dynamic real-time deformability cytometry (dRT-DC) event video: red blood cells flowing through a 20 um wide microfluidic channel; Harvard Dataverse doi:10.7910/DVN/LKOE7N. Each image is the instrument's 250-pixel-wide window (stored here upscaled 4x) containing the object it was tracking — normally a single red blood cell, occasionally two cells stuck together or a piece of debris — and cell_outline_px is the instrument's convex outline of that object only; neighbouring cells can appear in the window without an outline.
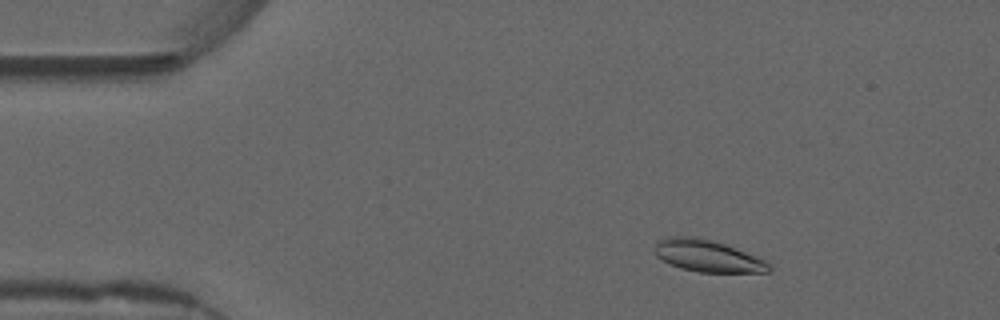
{"species": "common noctule bat (a hibernating species)", "species_latin": "Nyctalus noctula", "temperature_condition": "warm", "stored_images_in_passage": 13, "camera_frame_rate_fps": 3000, "um_per_image_px": 0.085, "animal": {"sex": "male", "forearm_length_mm": 52.5}, "frame": {"image": 1, "passage_image": 4, "time_ms": 1.0, "image_size_px": [1000, 320], "cell_outline_px": [[772, 268], [768, 272], [700, 272], [680, 268], [656, 256], [656, 244], [660, 240], [668, 236], [696, 236], [712, 240], [724, 244], [756, 256], [772, 264]], "centroid_in_image_um": [60.17, 21.75], "position_along_channel_um": 24.8, "area_um2": 21.04}}